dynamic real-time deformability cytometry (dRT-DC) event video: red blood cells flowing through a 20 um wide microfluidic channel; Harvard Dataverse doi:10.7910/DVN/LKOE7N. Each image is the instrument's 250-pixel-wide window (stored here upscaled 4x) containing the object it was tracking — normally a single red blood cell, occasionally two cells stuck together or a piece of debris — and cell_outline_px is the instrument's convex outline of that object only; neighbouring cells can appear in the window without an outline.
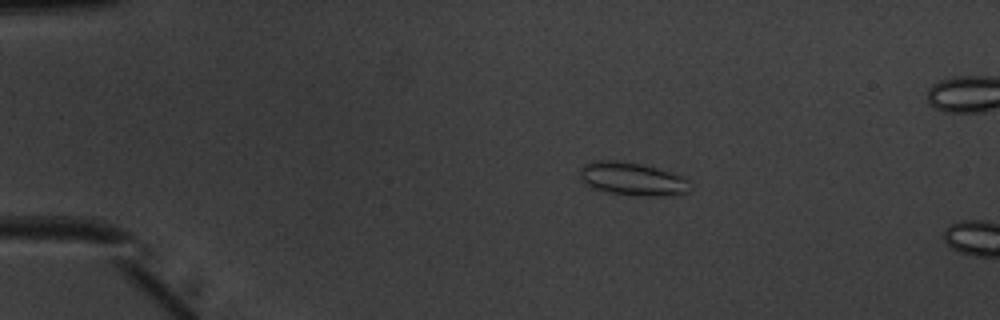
{"species": "common noctule bat (a hibernating species)", "species_latin": "Nyctalus noctula", "temperature_condition": "warm", "stored_images_in_passage": 15, "camera_frame_rate_fps": 3000, "um_per_image_px": 0.085, "animal": {"sex": "male", "body_mass_g": 20.1, "forearm_length_mm": 53.5}, "frame": {"image": 1, "passage_image": 11, "time_ms": 3.333, "image_size_px": [1000, 320], "cell_outline_px": [[688, 192], [672, 196], [632, 196], [612, 192], [596, 188], [580, 180], [580, 168], [584, 164], [592, 160], [616, 160], [640, 164], [656, 168], [684, 176], [688, 180]], "centroid_in_image_um": [53.75, 15.2], "position_along_channel_um": 31.2, "area_um2": 21.21}}